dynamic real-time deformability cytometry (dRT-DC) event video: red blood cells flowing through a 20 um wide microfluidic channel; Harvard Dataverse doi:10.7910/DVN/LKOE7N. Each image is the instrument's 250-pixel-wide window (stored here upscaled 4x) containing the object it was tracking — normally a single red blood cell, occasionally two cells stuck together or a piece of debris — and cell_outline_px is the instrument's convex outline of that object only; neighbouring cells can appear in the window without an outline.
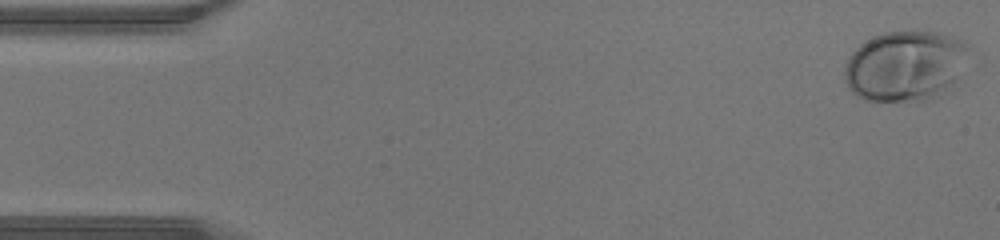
{"species": "human", "species_latin": "Homo sapiens", "temperature_condition": "warm", "stored_images_in_passage": 41, "camera_frame_rate_fps": 3000, "um_per_image_px": 0.085, "donor": {"sex": "male"}, "frame": {"image": 1, "passage_image": 1, "time_ms": 0.0, "image_size_px": [1000, 240], "cell_outline_px": [[968, 48], [952, 92], [932, 100], [864, 100], [856, 96], [848, 88], [844, 80], [844, 68], [848, 56], [860, 44], [872, 36], [884, 32], [940, 32], [952, 36], [968, 44]], "centroid_in_image_um": [76.93, 5.63], "position_along_channel_um": 8.1, "area_um2": 51.44}}
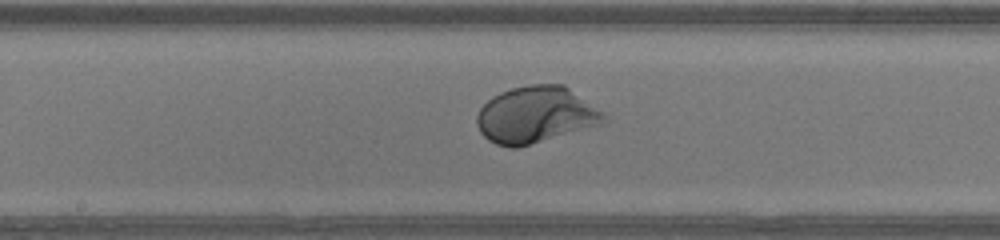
{"frame": {"image": 2, "passage_image": 23, "time_ms": 7.333, "image_size_px": [1000, 240], "cell_outline_px": [[608, 120], [600, 124], [516, 148], [508, 148], [496, 144], [488, 140], [480, 132], [476, 124], [476, 116], [480, 108], [492, 96], [500, 92], [512, 88], [528, 84], [564, 84], [604, 112], [608, 116]], "centroid_in_image_um": [45.52, 9.75], "position_along_channel_um": 202.7, "area_um2": 41.85}}
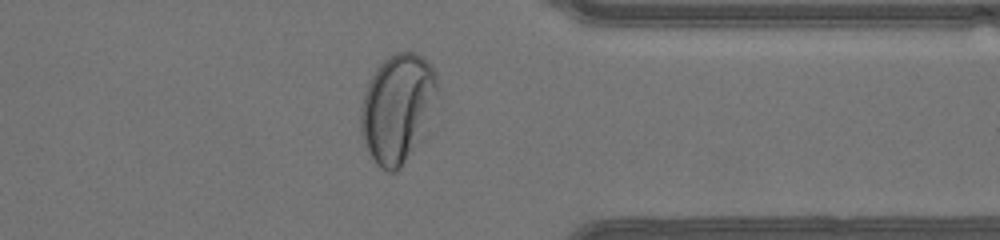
{"frame": {"image": 3, "passage_image": 35, "time_ms": 11.333, "image_size_px": [1000, 240], "cell_outline_px": [[440, 92], [400, 168], [396, 172], [388, 172], [380, 168], [368, 152], [364, 144], [360, 132], [360, 108], [364, 92], [368, 80], [376, 68], [388, 56], [396, 52], [416, 52], [424, 56], [432, 64], [436, 76]], "centroid_in_image_um": [33.73, 9.1], "position_along_channel_um": 377.7, "area_um2": 47.69}}